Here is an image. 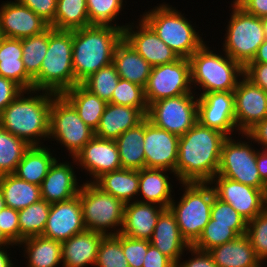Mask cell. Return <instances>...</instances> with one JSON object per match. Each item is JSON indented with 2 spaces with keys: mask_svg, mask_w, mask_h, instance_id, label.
I'll return each instance as SVG.
<instances>
[{
  "mask_svg": "<svg viewBox=\"0 0 267 267\" xmlns=\"http://www.w3.org/2000/svg\"><path fill=\"white\" fill-rule=\"evenodd\" d=\"M179 136L144 119L145 168L164 169L175 173Z\"/></svg>",
  "mask_w": 267,
  "mask_h": 267,
  "instance_id": "obj_17",
  "label": "cell"
},
{
  "mask_svg": "<svg viewBox=\"0 0 267 267\" xmlns=\"http://www.w3.org/2000/svg\"><path fill=\"white\" fill-rule=\"evenodd\" d=\"M103 234L84 230L61 243V267H94Z\"/></svg>",
  "mask_w": 267,
  "mask_h": 267,
  "instance_id": "obj_26",
  "label": "cell"
},
{
  "mask_svg": "<svg viewBox=\"0 0 267 267\" xmlns=\"http://www.w3.org/2000/svg\"><path fill=\"white\" fill-rule=\"evenodd\" d=\"M150 244L168 257L175 265L190 246L182 237L174 214L166 208L159 216Z\"/></svg>",
  "mask_w": 267,
  "mask_h": 267,
  "instance_id": "obj_25",
  "label": "cell"
},
{
  "mask_svg": "<svg viewBox=\"0 0 267 267\" xmlns=\"http://www.w3.org/2000/svg\"><path fill=\"white\" fill-rule=\"evenodd\" d=\"M150 240L134 239L121 234L122 251L130 267H142Z\"/></svg>",
  "mask_w": 267,
  "mask_h": 267,
  "instance_id": "obj_48",
  "label": "cell"
},
{
  "mask_svg": "<svg viewBox=\"0 0 267 267\" xmlns=\"http://www.w3.org/2000/svg\"><path fill=\"white\" fill-rule=\"evenodd\" d=\"M52 148L48 143L43 146H30L13 174L22 180L41 186L50 167L58 158L56 150Z\"/></svg>",
  "mask_w": 267,
  "mask_h": 267,
  "instance_id": "obj_29",
  "label": "cell"
},
{
  "mask_svg": "<svg viewBox=\"0 0 267 267\" xmlns=\"http://www.w3.org/2000/svg\"><path fill=\"white\" fill-rule=\"evenodd\" d=\"M183 193L169 205L182 237L193 245L210 220L211 207L216 196L209 182L179 183ZM183 188V189H182ZM180 199V200H179Z\"/></svg>",
  "mask_w": 267,
  "mask_h": 267,
  "instance_id": "obj_7",
  "label": "cell"
},
{
  "mask_svg": "<svg viewBox=\"0 0 267 267\" xmlns=\"http://www.w3.org/2000/svg\"><path fill=\"white\" fill-rule=\"evenodd\" d=\"M111 103L138 108L145 116L148 112L144 88L121 78L117 87L113 90Z\"/></svg>",
  "mask_w": 267,
  "mask_h": 267,
  "instance_id": "obj_43",
  "label": "cell"
},
{
  "mask_svg": "<svg viewBox=\"0 0 267 267\" xmlns=\"http://www.w3.org/2000/svg\"><path fill=\"white\" fill-rule=\"evenodd\" d=\"M123 38L152 67L171 63L179 58L140 16L135 23L134 20L128 22L123 30Z\"/></svg>",
  "mask_w": 267,
  "mask_h": 267,
  "instance_id": "obj_16",
  "label": "cell"
},
{
  "mask_svg": "<svg viewBox=\"0 0 267 267\" xmlns=\"http://www.w3.org/2000/svg\"><path fill=\"white\" fill-rule=\"evenodd\" d=\"M142 267H176V265L156 247L149 244Z\"/></svg>",
  "mask_w": 267,
  "mask_h": 267,
  "instance_id": "obj_54",
  "label": "cell"
},
{
  "mask_svg": "<svg viewBox=\"0 0 267 267\" xmlns=\"http://www.w3.org/2000/svg\"><path fill=\"white\" fill-rule=\"evenodd\" d=\"M208 252L218 267H258L262 263L246 234L215 246Z\"/></svg>",
  "mask_w": 267,
  "mask_h": 267,
  "instance_id": "obj_30",
  "label": "cell"
},
{
  "mask_svg": "<svg viewBox=\"0 0 267 267\" xmlns=\"http://www.w3.org/2000/svg\"><path fill=\"white\" fill-rule=\"evenodd\" d=\"M183 253L176 267H218L212 259V256L208 251H203L190 245L187 250ZM191 253V255H190ZM190 255L184 260L185 255ZM183 260V261H182Z\"/></svg>",
  "mask_w": 267,
  "mask_h": 267,
  "instance_id": "obj_50",
  "label": "cell"
},
{
  "mask_svg": "<svg viewBox=\"0 0 267 267\" xmlns=\"http://www.w3.org/2000/svg\"><path fill=\"white\" fill-rule=\"evenodd\" d=\"M267 263H261L258 267H267Z\"/></svg>",
  "mask_w": 267,
  "mask_h": 267,
  "instance_id": "obj_64",
  "label": "cell"
},
{
  "mask_svg": "<svg viewBox=\"0 0 267 267\" xmlns=\"http://www.w3.org/2000/svg\"><path fill=\"white\" fill-rule=\"evenodd\" d=\"M246 134L256 146H260L259 149H267V117L257 122Z\"/></svg>",
  "mask_w": 267,
  "mask_h": 267,
  "instance_id": "obj_55",
  "label": "cell"
},
{
  "mask_svg": "<svg viewBox=\"0 0 267 267\" xmlns=\"http://www.w3.org/2000/svg\"><path fill=\"white\" fill-rule=\"evenodd\" d=\"M238 235L231 229V225L213 224L210 217L201 236L193 244L197 249L209 251L215 246L235 240Z\"/></svg>",
  "mask_w": 267,
  "mask_h": 267,
  "instance_id": "obj_46",
  "label": "cell"
},
{
  "mask_svg": "<svg viewBox=\"0 0 267 267\" xmlns=\"http://www.w3.org/2000/svg\"><path fill=\"white\" fill-rule=\"evenodd\" d=\"M233 93L236 127L240 133H246L267 117V93L244 75Z\"/></svg>",
  "mask_w": 267,
  "mask_h": 267,
  "instance_id": "obj_18",
  "label": "cell"
},
{
  "mask_svg": "<svg viewBox=\"0 0 267 267\" xmlns=\"http://www.w3.org/2000/svg\"><path fill=\"white\" fill-rule=\"evenodd\" d=\"M122 39L123 30L114 26L89 25L73 30L72 63L77 83L112 64Z\"/></svg>",
  "mask_w": 267,
  "mask_h": 267,
  "instance_id": "obj_3",
  "label": "cell"
},
{
  "mask_svg": "<svg viewBox=\"0 0 267 267\" xmlns=\"http://www.w3.org/2000/svg\"><path fill=\"white\" fill-rule=\"evenodd\" d=\"M229 5L231 13L226 21V33L221 39V50L244 68L266 39L262 19L246 13L235 2Z\"/></svg>",
  "mask_w": 267,
  "mask_h": 267,
  "instance_id": "obj_8",
  "label": "cell"
},
{
  "mask_svg": "<svg viewBox=\"0 0 267 267\" xmlns=\"http://www.w3.org/2000/svg\"><path fill=\"white\" fill-rule=\"evenodd\" d=\"M146 118L180 137L198 122V96L188 93L157 100L148 106Z\"/></svg>",
  "mask_w": 267,
  "mask_h": 267,
  "instance_id": "obj_12",
  "label": "cell"
},
{
  "mask_svg": "<svg viewBox=\"0 0 267 267\" xmlns=\"http://www.w3.org/2000/svg\"><path fill=\"white\" fill-rule=\"evenodd\" d=\"M0 246H18L13 244L1 231L0 229Z\"/></svg>",
  "mask_w": 267,
  "mask_h": 267,
  "instance_id": "obj_60",
  "label": "cell"
},
{
  "mask_svg": "<svg viewBox=\"0 0 267 267\" xmlns=\"http://www.w3.org/2000/svg\"><path fill=\"white\" fill-rule=\"evenodd\" d=\"M81 172L88 177L83 182H94L102 174L122 168L115 140L94 136L74 157Z\"/></svg>",
  "mask_w": 267,
  "mask_h": 267,
  "instance_id": "obj_19",
  "label": "cell"
},
{
  "mask_svg": "<svg viewBox=\"0 0 267 267\" xmlns=\"http://www.w3.org/2000/svg\"><path fill=\"white\" fill-rule=\"evenodd\" d=\"M257 258L267 263V208L247 222V233Z\"/></svg>",
  "mask_w": 267,
  "mask_h": 267,
  "instance_id": "obj_47",
  "label": "cell"
},
{
  "mask_svg": "<svg viewBox=\"0 0 267 267\" xmlns=\"http://www.w3.org/2000/svg\"><path fill=\"white\" fill-rule=\"evenodd\" d=\"M119 79L115 66L110 64L90 75L81 85L106 103H111L113 90L117 87Z\"/></svg>",
  "mask_w": 267,
  "mask_h": 267,
  "instance_id": "obj_42",
  "label": "cell"
},
{
  "mask_svg": "<svg viewBox=\"0 0 267 267\" xmlns=\"http://www.w3.org/2000/svg\"><path fill=\"white\" fill-rule=\"evenodd\" d=\"M86 3L90 25L114 26L124 30L128 24L118 21L123 15L121 12H125L127 0H86Z\"/></svg>",
  "mask_w": 267,
  "mask_h": 267,
  "instance_id": "obj_38",
  "label": "cell"
},
{
  "mask_svg": "<svg viewBox=\"0 0 267 267\" xmlns=\"http://www.w3.org/2000/svg\"><path fill=\"white\" fill-rule=\"evenodd\" d=\"M0 229L15 245L20 243V227L18 211L5 206L0 211Z\"/></svg>",
  "mask_w": 267,
  "mask_h": 267,
  "instance_id": "obj_49",
  "label": "cell"
},
{
  "mask_svg": "<svg viewBox=\"0 0 267 267\" xmlns=\"http://www.w3.org/2000/svg\"><path fill=\"white\" fill-rule=\"evenodd\" d=\"M244 76L267 93L266 63H248L244 67Z\"/></svg>",
  "mask_w": 267,
  "mask_h": 267,
  "instance_id": "obj_52",
  "label": "cell"
},
{
  "mask_svg": "<svg viewBox=\"0 0 267 267\" xmlns=\"http://www.w3.org/2000/svg\"><path fill=\"white\" fill-rule=\"evenodd\" d=\"M94 136L95 131L84 123L75 108L62 95H55L50 108L48 142L60 145L74 158Z\"/></svg>",
  "mask_w": 267,
  "mask_h": 267,
  "instance_id": "obj_10",
  "label": "cell"
},
{
  "mask_svg": "<svg viewBox=\"0 0 267 267\" xmlns=\"http://www.w3.org/2000/svg\"><path fill=\"white\" fill-rule=\"evenodd\" d=\"M22 91L13 80L0 76V114Z\"/></svg>",
  "mask_w": 267,
  "mask_h": 267,
  "instance_id": "obj_53",
  "label": "cell"
},
{
  "mask_svg": "<svg viewBox=\"0 0 267 267\" xmlns=\"http://www.w3.org/2000/svg\"><path fill=\"white\" fill-rule=\"evenodd\" d=\"M94 267H130L122 251L121 233L103 236Z\"/></svg>",
  "mask_w": 267,
  "mask_h": 267,
  "instance_id": "obj_44",
  "label": "cell"
},
{
  "mask_svg": "<svg viewBox=\"0 0 267 267\" xmlns=\"http://www.w3.org/2000/svg\"><path fill=\"white\" fill-rule=\"evenodd\" d=\"M198 96V122L227 137L240 132L235 123L233 91L209 92Z\"/></svg>",
  "mask_w": 267,
  "mask_h": 267,
  "instance_id": "obj_15",
  "label": "cell"
},
{
  "mask_svg": "<svg viewBox=\"0 0 267 267\" xmlns=\"http://www.w3.org/2000/svg\"><path fill=\"white\" fill-rule=\"evenodd\" d=\"M0 26L4 37L24 39L46 31L50 26L17 0L0 3Z\"/></svg>",
  "mask_w": 267,
  "mask_h": 267,
  "instance_id": "obj_21",
  "label": "cell"
},
{
  "mask_svg": "<svg viewBox=\"0 0 267 267\" xmlns=\"http://www.w3.org/2000/svg\"><path fill=\"white\" fill-rule=\"evenodd\" d=\"M262 26H263V30H264V35L265 38L267 39V16L262 17Z\"/></svg>",
  "mask_w": 267,
  "mask_h": 267,
  "instance_id": "obj_61",
  "label": "cell"
},
{
  "mask_svg": "<svg viewBox=\"0 0 267 267\" xmlns=\"http://www.w3.org/2000/svg\"><path fill=\"white\" fill-rule=\"evenodd\" d=\"M30 146L0 126V176L12 174Z\"/></svg>",
  "mask_w": 267,
  "mask_h": 267,
  "instance_id": "obj_40",
  "label": "cell"
},
{
  "mask_svg": "<svg viewBox=\"0 0 267 267\" xmlns=\"http://www.w3.org/2000/svg\"><path fill=\"white\" fill-rule=\"evenodd\" d=\"M55 95L37 89L23 90L1 112L0 126L29 146L45 145L49 137L50 108Z\"/></svg>",
  "mask_w": 267,
  "mask_h": 267,
  "instance_id": "obj_2",
  "label": "cell"
},
{
  "mask_svg": "<svg viewBox=\"0 0 267 267\" xmlns=\"http://www.w3.org/2000/svg\"><path fill=\"white\" fill-rule=\"evenodd\" d=\"M256 164L261 180L267 184V149L258 148Z\"/></svg>",
  "mask_w": 267,
  "mask_h": 267,
  "instance_id": "obj_57",
  "label": "cell"
},
{
  "mask_svg": "<svg viewBox=\"0 0 267 267\" xmlns=\"http://www.w3.org/2000/svg\"><path fill=\"white\" fill-rule=\"evenodd\" d=\"M22 39L4 38L0 42V76L13 80L23 90L33 89V78L22 60Z\"/></svg>",
  "mask_w": 267,
  "mask_h": 267,
  "instance_id": "obj_31",
  "label": "cell"
},
{
  "mask_svg": "<svg viewBox=\"0 0 267 267\" xmlns=\"http://www.w3.org/2000/svg\"><path fill=\"white\" fill-rule=\"evenodd\" d=\"M89 25L86 0H57L55 18L50 27L72 31Z\"/></svg>",
  "mask_w": 267,
  "mask_h": 267,
  "instance_id": "obj_37",
  "label": "cell"
},
{
  "mask_svg": "<svg viewBox=\"0 0 267 267\" xmlns=\"http://www.w3.org/2000/svg\"><path fill=\"white\" fill-rule=\"evenodd\" d=\"M145 90L148 106L160 99L195 93L191 85V64L187 58L151 69Z\"/></svg>",
  "mask_w": 267,
  "mask_h": 267,
  "instance_id": "obj_13",
  "label": "cell"
},
{
  "mask_svg": "<svg viewBox=\"0 0 267 267\" xmlns=\"http://www.w3.org/2000/svg\"><path fill=\"white\" fill-rule=\"evenodd\" d=\"M94 183L124 204L137 201L139 170L121 168L102 174Z\"/></svg>",
  "mask_w": 267,
  "mask_h": 267,
  "instance_id": "obj_33",
  "label": "cell"
},
{
  "mask_svg": "<svg viewBox=\"0 0 267 267\" xmlns=\"http://www.w3.org/2000/svg\"><path fill=\"white\" fill-rule=\"evenodd\" d=\"M145 118L146 116L138 108L107 103L95 136L116 140L122 133L134 128Z\"/></svg>",
  "mask_w": 267,
  "mask_h": 267,
  "instance_id": "obj_27",
  "label": "cell"
},
{
  "mask_svg": "<svg viewBox=\"0 0 267 267\" xmlns=\"http://www.w3.org/2000/svg\"><path fill=\"white\" fill-rule=\"evenodd\" d=\"M51 203L41 199L18 211L20 242L23 239L41 236L44 232Z\"/></svg>",
  "mask_w": 267,
  "mask_h": 267,
  "instance_id": "obj_39",
  "label": "cell"
},
{
  "mask_svg": "<svg viewBox=\"0 0 267 267\" xmlns=\"http://www.w3.org/2000/svg\"><path fill=\"white\" fill-rule=\"evenodd\" d=\"M235 3L248 14L259 18L267 16V0H237Z\"/></svg>",
  "mask_w": 267,
  "mask_h": 267,
  "instance_id": "obj_56",
  "label": "cell"
},
{
  "mask_svg": "<svg viewBox=\"0 0 267 267\" xmlns=\"http://www.w3.org/2000/svg\"><path fill=\"white\" fill-rule=\"evenodd\" d=\"M210 217L213 224L231 225V229L242 236L247 233V221L228 203L214 197Z\"/></svg>",
  "mask_w": 267,
  "mask_h": 267,
  "instance_id": "obj_45",
  "label": "cell"
},
{
  "mask_svg": "<svg viewBox=\"0 0 267 267\" xmlns=\"http://www.w3.org/2000/svg\"><path fill=\"white\" fill-rule=\"evenodd\" d=\"M73 30L49 27V44L40 73L33 79V89L61 95L77 85L73 63Z\"/></svg>",
  "mask_w": 267,
  "mask_h": 267,
  "instance_id": "obj_6",
  "label": "cell"
},
{
  "mask_svg": "<svg viewBox=\"0 0 267 267\" xmlns=\"http://www.w3.org/2000/svg\"><path fill=\"white\" fill-rule=\"evenodd\" d=\"M216 197L230 204L247 222L267 208V194L258 188L215 175L209 182Z\"/></svg>",
  "mask_w": 267,
  "mask_h": 267,
  "instance_id": "obj_14",
  "label": "cell"
},
{
  "mask_svg": "<svg viewBox=\"0 0 267 267\" xmlns=\"http://www.w3.org/2000/svg\"><path fill=\"white\" fill-rule=\"evenodd\" d=\"M16 248L18 251L17 246H0V267H18L16 265V258H14V256L12 255V257L10 256L12 253V249L10 248ZM9 249V250H7ZM10 251V252H9ZM12 258L14 260H12ZM15 261V263H14Z\"/></svg>",
  "mask_w": 267,
  "mask_h": 267,
  "instance_id": "obj_58",
  "label": "cell"
},
{
  "mask_svg": "<svg viewBox=\"0 0 267 267\" xmlns=\"http://www.w3.org/2000/svg\"><path fill=\"white\" fill-rule=\"evenodd\" d=\"M5 201H4V198L2 196V193L0 191V211L5 207Z\"/></svg>",
  "mask_w": 267,
  "mask_h": 267,
  "instance_id": "obj_62",
  "label": "cell"
},
{
  "mask_svg": "<svg viewBox=\"0 0 267 267\" xmlns=\"http://www.w3.org/2000/svg\"><path fill=\"white\" fill-rule=\"evenodd\" d=\"M252 142L246 133L227 137L222 145L217 175L266 191L256 164L258 148Z\"/></svg>",
  "mask_w": 267,
  "mask_h": 267,
  "instance_id": "obj_11",
  "label": "cell"
},
{
  "mask_svg": "<svg viewBox=\"0 0 267 267\" xmlns=\"http://www.w3.org/2000/svg\"><path fill=\"white\" fill-rule=\"evenodd\" d=\"M4 34L2 32L1 26H0V42L4 39Z\"/></svg>",
  "mask_w": 267,
  "mask_h": 267,
  "instance_id": "obj_63",
  "label": "cell"
},
{
  "mask_svg": "<svg viewBox=\"0 0 267 267\" xmlns=\"http://www.w3.org/2000/svg\"><path fill=\"white\" fill-rule=\"evenodd\" d=\"M70 159L73 162L63 158L61 160L58 157L50 167L47 176L41 184V197L43 200L55 203L69 200L79 194L83 182L82 179L81 181L79 180L81 176L77 175L78 168L74 167L77 165L75 159Z\"/></svg>",
  "mask_w": 267,
  "mask_h": 267,
  "instance_id": "obj_22",
  "label": "cell"
},
{
  "mask_svg": "<svg viewBox=\"0 0 267 267\" xmlns=\"http://www.w3.org/2000/svg\"><path fill=\"white\" fill-rule=\"evenodd\" d=\"M49 28L41 34L22 39V60L26 72L34 79L48 49Z\"/></svg>",
  "mask_w": 267,
  "mask_h": 267,
  "instance_id": "obj_41",
  "label": "cell"
},
{
  "mask_svg": "<svg viewBox=\"0 0 267 267\" xmlns=\"http://www.w3.org/2000/svg\"><path fill=\"white\" fill-rule=\"evenodd\" d=\"M61 95L75 108L84 123L96 131L107 103L81 84L75 85Z\"/></svg>",
  "mask_w": 267,
  "mask_h": 267,
  "instance_id": "obj_35",
  "label": "cell"
},
{
  "mask_svg": "<svg viewBox=\"0 0 267 267\" xmlns=\"http://www.w3.org/2000/svg\"><path fill=\"white\" fill-rule=\"evenodd\" d=\"M208 43V44H207ZM206 41L189 58L191 85L197 95L209 92L234 91L244 75V68L223 50ZM219 52V53H218ZM199 90V91H197Z\"/></svg>",
  "mask_w": 267,
  "mask_h": 267,
  "instance_id": "obj_4",
  "label": "cell"
},
{
  "mask_svg": "<svg viewBox=\"0 0 267 267\" xmlns=\"http://www.w3.org/2000/svg\"><path fill=\"white\" fill-rule=\"evenodd\" d=\"M20 4L27 6L35 14L41 17L49 25L54 21L57 0H17Z\"/></svg>",
  "mask_w": 267,
  "mask_h": 267,
  "instance_id": "obj_51",
  "label": "cell"
},
{
  "mask_svg": "<svg viewBox=\"0 0 267 267\" xmlns=\"http://www.w3.org/2000/svg\"><path fill=\"white\" fill-rule=\"evenodd\" d=\"M79 198L87 230L104 236L121 232L125 207L122 201L103 191L94 182H83Z\"/></svg>",
  "mask_w": 267,
  "mask_h": 267,
  "instance_id": "obj_9",
  "label": "cell"
},
{
  "mask_svg": "<svg viewBox=\"0 0 267 267\" xmlns=\"http://www.w3.org/2000/svg\"><path fill=\"white\" fill-rule=\"evenodd\" d=\"M112 64L121 79L146 87L152 66L124 38L115 48Z\"/></svg>",
  "mask_w": 267,
  "mask_h": 267,
  "instance_id": "obj_28",
  "label": "cell"
},
{
  "mask_svg": "<svg viewBox=\"0 0 267 267\" xmlns=\"http://www.w3.org/2000/svg\"><path fill=\"white\" fill-rule=\"evenodd\" d=\"M140 16L178 57L189 59L206 41L195 22L167 2L157 3ZM201 32V33H199Z\"/></svg>",
  "mask_w": 267,
  "mask_h": 267,
  "instance_id": "obj_5",
  "label": "cell"
},
{
  "mask_svg": "<svg viewBox=\"0 0 267 267\" xmlns=\"http://www.w3.org/2000/svg\"><path fill=\"white\" fill-rule=\"evenodd\" d=\"M18 248L23 250L21 257L25 258L26 267H59L62 265L61 242L59 241L34 236L23 239L18 244Z\"/></svg>",
  "mask_w": 267,
  "mask_h": 267,
  "instance_id": "obj_32",
  "label": "cell"
},
{
  "mask_svg": "<svg viewBox=\"0 0 267 267\" xmlns=\"http://www.w3.org/2000/svg\"><path fill=\"white\" fill-rule=\"evenodd\" d=\"M166 208L140 201L125 204L121 234L134 239L152 238L160 214Z\"/></svg>",
  "mask_w": 267,
  "mask_h": 267,
  "instance_id": "obj_24",
  "label": "cell"
},
{
  "mask_svg": "<svg viewBox=\"0 0 267 267\" xmlns=\"http://www.w3.org/2000/svg\"><path fill=\"white\" fill-rule=\"evenodd\" d=\"M250 63H266L267 64V39L259 46L257 52Z\"/></svg>",
  "mask_w": 267,
  "mask_h": 267,
  "instance_id": "obj_59",
  "label": "cell"
},
{
  "mask_svg": "<svg viewBox=\"0 0 267 267\" xmlns=\"http://www.w3.org/2000/svg\"><path fill=\"white\" fill-rule=\"evenodd\" d=\"M86 230L79 194L69 200L51 203L44 232L41 236L59 242Z\"/></svg>",
  "mask_w": 267,
  "mask_h": 267,
  "instance_id": "obj_20",
  "label": "cell"
},
{
  "mask_svg": "<svg viewBox=\"0 0 267 267\" xmlns=\"http://www.w3.org/2000/svg\"><path fill=\"white\" fill-rule=\"evenodd\" d=\"M169 174L172 176L169 177ZM172 178L178 182L175 173L169 170L149 168L139 170L137 201L168 208L174 197L172 194H175Z\"/></svg>",
  "mask_w": 267,
  "mask_h": 267,
  "instance_id": "obj_23",
  "label": "cell"
},
{
  "mask_svg": "<svg viewBox=\"0 0 267 267\" xmlns=\"http://www.w3.org/2000/svg\"><path fill=\"white\" fill-rule=\"evenodd\" d=\"M226 138L200 122L180 136L175 168L178 183L210 182L217 174Z\"/></svg>",
  "mask_w": 267,
  "mask_h": 267,
  "instance_id": "obj_1",
  "label": "cell"
},
{
  "mask_svg": "<svg viewBox=\"0 0 267 267\" xmlns=\"http://www.w3.org/2000/svg\"><path fill=\"white\" fill-rule=\"evenodd\" d=\"M0 191L5 205L17 211L42 199L41 186L22 180L13 173L0 176Z\"/></svg>",
  "mask_w": 267,
  "mask_h": 267,
  "instance_id": "obj_34",
  "label": "cell"
},
{
  "mask_svg": "<svg viewBox=\"0 0 267 267\" xmlns=\"http://www.w3.org/2000/svg\"><path fill=\"white\" fill-rule=\"evenodd\" d=\"M115 141L122 168L135 170L145 168L144 120L122 133Z\"/></svg>",
  "mask_w": 267,
  "mask_h": 267,
  "instance_id": "obj_36",
  "label": "cell"
}]
</instances>
